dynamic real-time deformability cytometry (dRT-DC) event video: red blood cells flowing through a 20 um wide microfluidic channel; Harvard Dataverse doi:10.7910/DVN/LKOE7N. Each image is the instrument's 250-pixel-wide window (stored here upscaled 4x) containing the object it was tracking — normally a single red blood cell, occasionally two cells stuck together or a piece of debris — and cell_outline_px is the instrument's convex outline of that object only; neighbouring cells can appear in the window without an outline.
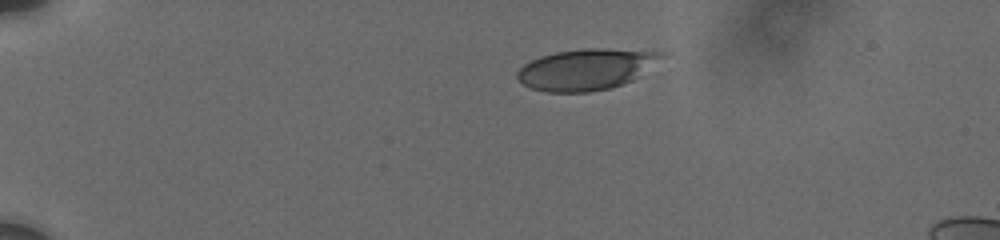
{"species": "human", "species_latin": "Homo sapiens", "temperature_condition": "cold", "stored_images_in_passage": 48, "camera_frame_rate_fps": 3000, "um_per_image_px": 0.085, "donor": {"sex": "male"}, "frame": {"image": 1, "passage_image": 1, "time_ms": 0.0, "image_size_px": [1000, 240], "cell_outline_px": [[668, 56], [640, 76], [632, 80], [612, 88], [588, 92], [544, 92], [532, 88], [524, 84], [516, 76], [516, 72], [524, 64], [540, 56], [556, 52], [584, 48], [608, 48], [668, 52]], "centroid_in_image_um": [49.91, 5.88], "position_along_channel_um": 35.1, "area_um2": 35.03}}
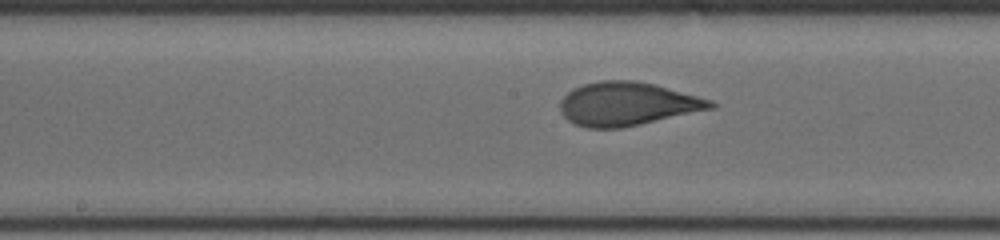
{"frame": {"image": 2, "passage_image": 21, "time_ms": 6.333, "image_size_px": [1000, 240], "cell_outline_px": [[716, 108], [640, 124], [620, 128], [584, 128], [568, 120], [560, 112], [560, 100], [572, 88], [584, 84], [600, 80], [636, 80], [652, 84], [712, 100], [716, 104]], "centroid_in_image_um": [53.29, 8.83], "position_along_channel_um": 194.9, "area_um2": 38.03}}
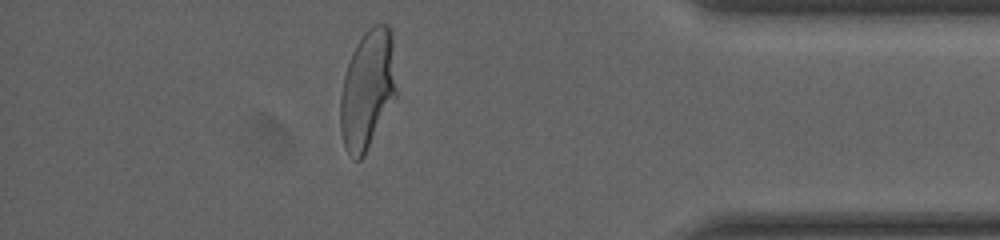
{"frame": {"image": 3, "passage_image": 41, "time_ms": 12.667, "image_size_px": [1000, 240], "cell_outline_px": [[396, 96], [364, 156], [360, 160], [356, 160], [344, 148], [340, 128], [340, 96], [344, 76], [352, 52], [356, 44], [364, 32], [372, 24], [388, 24], [392, 32], [396, 92]], "centroid_in_image_um": [31.23, 7.59], "position_along_channel_um": 404.0, "area_um2": 38.9}, "authors_computed_cell_mechanics": {"area_um2": 37.6278, "velocity_mm_per_s": 3.727, "shape_relaxation_time_tau1_ms": 4.9756, "shape_relaxation_time_tau2_ms": null, "deformation_change_tau1": 0.1839, "deformation_change_tau2": null}}